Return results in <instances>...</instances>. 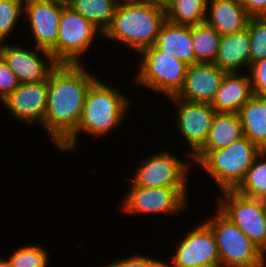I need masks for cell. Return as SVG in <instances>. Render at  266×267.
Instances as JSON below:
<instances>
[{
  "instance_id": "1",
  "label": "cell",
  "mask_w": 266,
  "mask_h": 267,
  "mask_svg": "<svg viewBox=\"0 0 266 267\" xmlns=\"http://www.w3.org/2000/svg\"><path fill=\"white\" fill-rule=\"evenodd\" d=\"M83 64H58L48 77L45 134L59 148L77 129L86 96L98 78Z\"/></svg>"
},
{
  "instance_id": "2",
  "label": "cell",
  "mask_w": 266,
  "mask_h": 267,
  "mask_svg": "<svg viewBox=\"0 0 266 267\" xmlns=\"http://www.w3.org/2000/svg\"><path fill=\"white\" fill-rule=\"evenodd\" d=\"M116 89L100 77L91 84L76 131L56 150L70 154L77 149L80 134L103 139L122 127L127 112L134 107L132 99Z\"/></svg>"
},
{
  "instance_id": "3",
  "label": "cell",
  "mask_w": 266,
  "mask_h": 267,
  "mask_svg": "<svg viewBox=\"0 0 266 267\" xmlns=\"http://www.w3.org/2000/svg\"><path fill=\"white\" fill-rule=\"evenodd\" d=\"M165 10L139 0H121L103 38L122 43L137 54L155 44Z\"/></svg>"
},
{
  "instance_id": "4",
  "label": "cell",
  "mask_w": 266,
  "mask_h": 267,
  "mask_svg": "<svg viewBox=\"0 0 266 267\" xmlns=\"http://www.w3.org/2000/svg\"><path fill=\"white\" fill-rule=\"evenodd\" d=\"M262 150L245 136L226 148L198 150L192 157L194 168L204 169L220 188L235 190Z\"/></svg>"
},
{
  "instance_id": "5",
  "label": "cell",
  "mask_w": 266,
  "mask_h": 267,
  "mask_svg": "<svg viewBox=\"0 0 266 267\" xmlns=\"http://www.w3.org/2000/svg\"><path fill=\"white\" fill-rule=\"evenodd\" d=\"M215 211L204 222L214 232L220 267H266V254L217 207Z\"/></svg>"
},
{
  "instance_id": "6",
  "label": "cell",
  "mask_w": 266,
  "mask_h": 267,
  "mask_svg": "<svg viewBox=\"0 0 266 267\" xmlns=\"http://www.w3.org/2000/svg\"><path fill=\"white\" fill-rule=\"evenodd\" d=\"M138 72L133 78L138 85L154 90L167 98L176 96L183 88L188 65L160 51L155 45L139 53Z\"/></svg>"
},
{
  "instance_id": "7",
  "label": "cell",
  "mask_w": 266,
  "mask_h": 267,
  "mask_svg": "<svg viewBox=\"0 0 266 267\" xmlns=\"http://www.w3.org/2000/svg\"><path fill=\"white\" fill-rule=\"evenodd\" d=\"M169 151V152H168ZM187 162L174 156L170 150L158 151L140 160L133 178H127L134 186L146 188H188V173L194 167L191 158Z\"/></svg>"
},
{
  "instance_id": "8",
  "label": "cell",
  "mask_w": 266,
  "mask_h": 267,
  "mask_svg": "<svg viewBox=\"0 0 266 267\" xmlns=\"http://www.w3.org/2000/svg\"><path fill=\"white\" fill-rule=\"evenodd\" d=\"M102 34L78 12L64 7L59 22L57 43L50 53L58 64H82V55L93 47L96 35L102 38Z\"/></svg>"
},
{
  "instance_id": "9",
  "label": "cell",
  "mask_w": 266,
  "mask_h": 267,
  "mask_svg": "<svg viewBox=\"0 0 266 267\" xmlns=\"http://www.w3.org/2000/svg\"><path fill=\"white\" fill-rule=\"evenodd\" d=\"M216 207L266 254V200L225 190L216 197Z\"/></svg>"
},
{
  "instance_id": "10",
  "label": "cell",
  "mask_w": 266,
  "mask_h": 267,
  "mask_svg": "<svg viewBox=\"0 0 266 267\" xmlns=\"http://www.w3.org/2000/svg\"><path fill=\"white\" fill-rule=\"evenodd\" d=\"M129 190L124 194L121 204L123 213L129 215H178L184 212L188 204V188H146L134 186L127 177Z\"/></svg>"
},
{
  "instance_id": "11",
  "label": "cell",
  "mask_w": 266,
  "mask_h": 267,
  "mask_svg": "<svg viewBox=\"0 0 266 267\" xmlns=\"http://www.w3.org/2000/svg\"><path fill=\"white\" fill-rule=\"evenodd\" d=\"M202 222L178 242L168 267H220L214 232Z\"/></svg>"
},
{
  "instance_id": "12",
  "label": "cell",
  "mask_w": 266,
  "mask_h": 267,
  "mask_svg": "<svg viewBox=\"0 0 266 267\" xmlns=\"http://www.w3.org/2000/svg\"><path fill=\"white\" fill-rule=\"evenodd\" d=\"M0 56L14 72L19 84L47 80L50 72L58 65L50 51L35 46L26 49L17 43H0Z\"/></svg>"
},
{
  "instance_id": "13",
  "label": "cell",
  "mask_w": 266,
  "mask_h": 267,
  "mask_svg": "<svg viewBox=\"0 0 266 267\" xmlns=\"http://www.w3.org/2000/svg\"><path fill=\"white\" fill-rule=\"evenodd\" d=\"M168 99L175 105V128L188 144L187 157L191 158L206 142L216 111L208 103L187 102L175 96Z\"/></svg>"
},
{
  "instance_id": "14",
  "label": "cell",
  "mask_w": 266,
  "mask_h": 267,
  "mask_svg": "<svg viewBox=\"0 0 266 267\" xmlns=\"http://www.w3.org/2000/svg\"><path fill=\"white\" fill-rule=\"evenodd\" d=\"M48 79L36 83L19 84L2 102L17 121L27 126L41 125L46 115Z\"/></svg>"
},
{
  "instance_id": "15",
  "label": "cell",
  "mask_w": 266,
  "mask_h": 267,
  "mask_svg": "<svg viewBox=\"0 0 266 267\" xmlns=\"http://www.w3.org/2000/svg\"><path fill=\"white\" fill-rule=\"evenodd\" d=\"M63 8L45 0H25L24 18L30 21L35 47L50 51L56 45Z\"/></svg>"
},
{
  "instance_id": "16",
  "label": "cell",
  "mask_w": 266,
  "mask_h": 267,
  "mask_svg": "<svg viewBox=\"0 0 266 267\" xmlns=\"http://www.w3.org/2000/svg\"><path fill=\"white\" fill-rule=\"evenodd\" d=\"M226 73L214 63L188 66L183 88L175 97L187 102L211 104Z\"/></svg>"
},
{
  "instance_id": "17",
  "label": "cell",
  "mask_w": 266,
  "mask_h": 267,
  "mask_svg": "<svg viewBox=\"0 0 266 267\" xmlns=\"http://www.w3.org/2000/svg\"><path fill=\"white\" fill-rule=\"evenodd\" d=\"M253 96L249 75L229 72L223 77L210 105L216 112L238 113Z\"/></svg>"
},
{
  "instance_id": "18",
  "label": "cell",
  "mask_w": 266,
  "mask_h": 267,
  "mask_svg": "<svg viewBox=\"0 0 266 267\" xmlns=\"http://www.w3.org/2000/svg\"><path fill=\"white\" fill-rule=\"evenodd\" d=\"M249 18L240 0H207L205 22L221 36L243 31Z\"/></svg>"
},
{
  "instance_id": "19",
  "label": "cell",
  "mask_w": 266,
  "mask_h": 267,
  "mask_svg": "<svg viewBox=\"0 0 266 267\" xmlns=\"http://www.w3.org/2000/svg\"><path fill=\"white\" fill-rule=\"evenodd\" d=\"M214 64L227 73L248 72L251 59L250 36L247 28L238 33L221 36Z\"/></svg>"
},
{
  "instance_id": "20",
  "label": "cell",
  "mask_w": 266,
  "mask_h": 267,
  "mask_svg": "<svg viewBox=\"0 0 266 267\" xmlns=\"http://www.w3.org/2000/svg\"><path fill=\"white\" fill-rule=\"evenodd\" d=\"M154 45L160 51L174 56L188 66L196 63L191 37V26L178 25L165 21L160 28Z\"/></svg>"
},
{
  "instance_id": "21",
  "label": "cell",
  "mask_w": 266,
  "mask_h": 267,
  "mask_svg": "<svg viewBox=\"0 0 266 267\" xmlns=\"http://www.w3.org/2000/svg\"><path fill=\"white\" fill-rule=\"evenodd\" d=\"M243 135L266 151V97L253 96L238 111Z\"/></svg>"
},
{
  "instance_id": "22",
  "label": "cell",
  "mask_w": 266,
  "mask_h": 267,
  "mask_svg": "<svg viewBox=\"0 0 266 267\" xmlns=\"http://www.w3.org/2000/svg\"><path fill=\"white\" fill-rule=\"evenodd\" d=\"M243 136L238 113L216 112L206 142L199 150L226 148Z\"/></svg>"
},
{
  "instance_id": "23",
  "label": "cell",
  "mask_w": 266,
  "mask_h": 267,
  "mask_svg": "<svg viewBox=\"0 0 266 267\" xmlns=\"http://www.w3.org/2000/svg\"><path fill=\"white\" fill-rule=\"evenodd\" d=\"M121 0H73L70 8L89 20L100 32L110 26Z\"/></svg>"
},
{
  "instance_id": "24",
  "label": "cell",
  "mask_w": 266,
  "mask_h": 267,
  "mask_svg": "<svg viewBox=\"0 0 266 267\" xmlns=\"http://www.w3.org/2000/svg\"><path fill=\"white\" fill-rule=\"evenodd\" d=\"M166 21L185 26L206 21L207 0H172L165 9Z\"/></svg>"
},
{
  "instance_id": "25",
  "label": "cell",
  "mask_w": 266,
  "mask_h": 267,
  "mask_svg": "<svg viewBox=\"0 0 266 267\" xmlns=\"http://www.w3.org/2000/svg\"><path fill=\"white\" fill-rule=\"evenodd\" d=\"M191 37L196 63H214L221 35L205 22L191 26Z\"/></svg>"
},
{
  "instance_id": "26",
  "label": "cell",
  "mask_w": 266,
  "mask_h": 267,
  "mask_svg": "<svg viewBox=\"0 0 266 267\" xmlns=\"http://www.w3.org/2000/svg\"><path fill=\"white\" fill-rule=\"evenodd\" d=\"M241 195L266 200V151H262L235 189Z\"/></svg>"
},
{
  "instance_id": "27",
  "label": "cell",
  "mask_w": 266,
  "mask_h": 267,
  "mask_svg": "<svg viewBox=\"0 0 266 267\" xmlns=\"http://www.w3.org/2000/svg\"><path fill=\"white\" fill-rule=\"evenodd\" d=\"M49 256L46 247L31 244L19 247L8 260L11 267H49Z\"/></svg>"
},
{
  "instance_id": "28",
  "label": "cell",
  "mask_w": 266,
  "mask_h": 267,
  "mask_svg": "<svg viewBox=\"0 0 266 267\" xmlns=\"http://www.w3.org/2000/svg\"><path fill=\"white\" fill-rule=\"evenodd\" d=\"M25 0H0V43L11 36L24 15ZM15 28V29H14Z\"/></svg>"
},
{
  "instance_id": "29",
  "label": "cell",
  "mask_w": 266,
  "mask_h": 267,
  "mask_svg": "<svg viewBox=\"0 0 266 267\" xmlns=\"http://www.w3.org/2000/svg\"><path fill=\"white\" fill-rule=\"evenodd\" d=\"M246 28L250 36L251 64L266 59V16L250 17Z\"/></svg>"
},
{
  "instance_id": "30",
  "label": "cell",
  "mask_w": 266,
  "mask_h": 267,
  "mask_svg": "<svg viewBox=\"0 0 266 267\" xmlns=\"http://www.w3.org/2000/svg\"><path fill=\"white\" fill-rule=\"evenodd\" d=\"M248 71L253 94L266 97V59L253 62Z\"/></svg>"
},
{
  "instance_id": "31",
  "label": "cell",
  "mask_w": 266,
  "mask_h": 267,
  "mask_svg": "<svg viewBox=\"0 0 266 267\" xmlns=\"http://www.w3.org/2000/svg\"><path fill=\"white\" fill-rule=\"evenodd\" d=\"M101 267H168V263L151 258L149 255L143 256L137 253Z\"/></svg>"
},
{
  "instance_id": "32",
  "label": "cell",
  "mask_w": 266,
  "mask_h": 267,
  "mask_svg": "<svg viewBox=\"0 0 266 267\" xmlns=\"http://www.w3.org/2000/svg\"><path fill=\"white\" fill-rule=\"evenodd\" d=\"M18 86L19 82L16 75L0 56V102L10 95Z\"/></svg>"
},
{
  "instance_id": "33",
  "label": "cell",
  "mask_w": 266,
  "mask_h": 267,
  "mask_svg": "<svg viewBox=\"0 0 266 267\" xmlns=\"http://www.w3.org/2000/svg\"><path fill=\"white\" fill-rule=\"evenodd\" d=\"M250 17L266 16V0H240Z\"/></svg>"
},
{
  "instance_id": "34",
  "label": "cell",
  "mask_w": 266,
  "mask_h": 267,
  "mask_svg": "<svg viewBox=\"0 0 266 267\" xmlns=\"http://www.w3.org/2000/svg\"><path fill=\"white\" fill-rule=\"evenodd\" d=\"M139 1L145 2V3H147V4L151 5V6H156V7L162 8L164 10L172 2V0H139Z\"/></svg>"
},
{
  "instance_id": "35",
  "label": "cell",
  "mask_w": 266,
  "mask_h": 267,
  "mask_svg": "<svg viewBox=\"0 0 266 267\" xmlns=\"http://www.w3.org/2000/svg\"><path fill=\"white\" fill-rule=\"evenodd\" d=\"M62 7H70L73 0H45Z\"/></svg>"
},
{
  "instance_id": "36",
  "label": "cell",
  "mask_w": 266,
  "mask_h": 267,
  "mask_svg": "<svg viewBox=\"0 0 266 267\" xmlns=\"http://www.w3.org/2000/svg\"><path fill=\"white\" fill-rule=\"evenodd\" d=\"M0 267H11L8 258L6 259L5 256L3 257V255L0 256Z\"/></svg>"
}]
</instances>
